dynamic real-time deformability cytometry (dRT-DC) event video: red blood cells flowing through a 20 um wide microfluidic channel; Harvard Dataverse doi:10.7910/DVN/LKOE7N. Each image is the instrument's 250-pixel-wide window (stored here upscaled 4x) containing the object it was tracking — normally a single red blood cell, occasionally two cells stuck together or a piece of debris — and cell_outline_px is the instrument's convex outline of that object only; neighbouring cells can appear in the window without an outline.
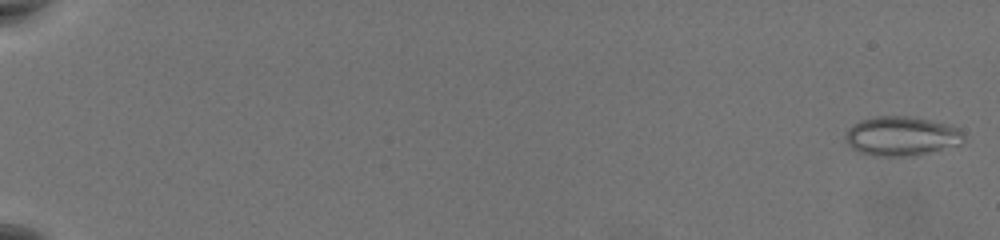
{"species": "common noctule bat (a hibernating species)", "species_latin": "Nyctalus noctula", "temperature_condition": "warm", "stored_images_in_passage": 60, "camera_frame_rate_fps": 3000, "um_per_image_px": 0.085, "animal": {"sex": "female", "body_mass_g": 19.5, "forearm_length_mm": 54.1}, "frame": {"image": 1, "passage_image": 2, "time_ms": 0.333, "image_size_px": [1000, 240], "cell_outline_px": [[964, 140], [960, 144], [912, 156], [884, 156], [860, 152], [852, 148], [844, 140], [844, 136], [856, 124], [864, 120], [876, 116], [904, 116], [928, 120], [956, 128], [964, 136]], "centroid_in_image_um": [76.6, 11.58], "position_along_channel_um": 8.4, "area_um2": 26.18}}
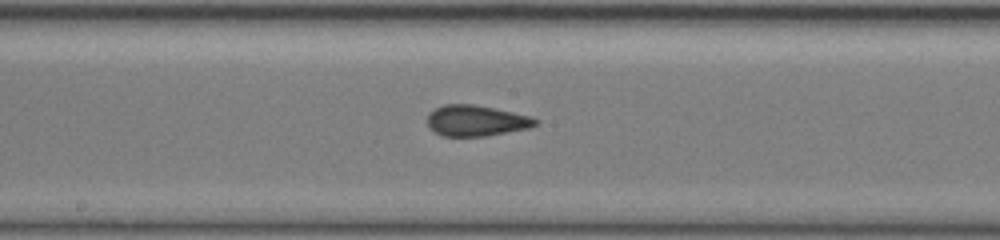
{"frame": {"image": 2, "passage_image": 36, "time_ms": 11.667, "image_size_px": [1000, 240], "cell_outline_px": [[536, 124], [528, 128], [484, 136], [444, 136], [436, 132], [428, 124], [428, 116], [436, 108], [444, 104], [472, 104], [512, 112], [528, 116], [536, 120]], "centroid_in_image_um": [40.44, 10.25], "position_along_channel_um": 207.8, "area_um2": 18.84}}
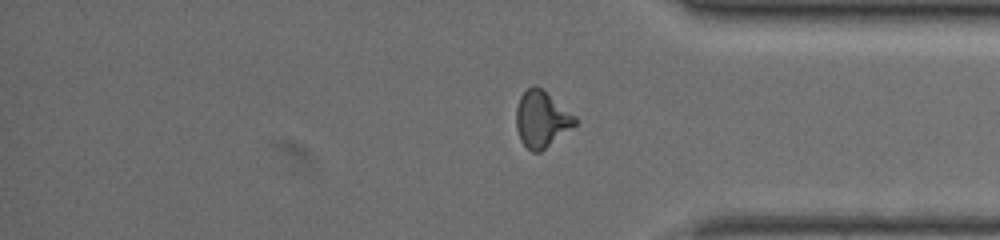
{"frame": {"image": 3, "passage_image": 51, "time_ms": 16.667, "image_size_px": [1000, 240], "cell_outline_px": [[576, 124], [540, 152], [532, 152], [520, 140], [516, 128], [516, 108], [520, 96], [532, 84], [536, 84], [576, 116]], "centroid_in_image_um": [46.01, 10.11], "position_along_channel_um": 389.2, "area_um2": 19.13}, "authors_computed_cell_mechanics": {"area_um2": 19.3341, "velocity_mm_per_s": 3.7468, "shape_relaxation_time_tau1_ms": null, "shape_relaxation_time_tau2_ms": 0.9625, "deformation_change_tau1": null, "deformation_change_tau2": 0.0761}}